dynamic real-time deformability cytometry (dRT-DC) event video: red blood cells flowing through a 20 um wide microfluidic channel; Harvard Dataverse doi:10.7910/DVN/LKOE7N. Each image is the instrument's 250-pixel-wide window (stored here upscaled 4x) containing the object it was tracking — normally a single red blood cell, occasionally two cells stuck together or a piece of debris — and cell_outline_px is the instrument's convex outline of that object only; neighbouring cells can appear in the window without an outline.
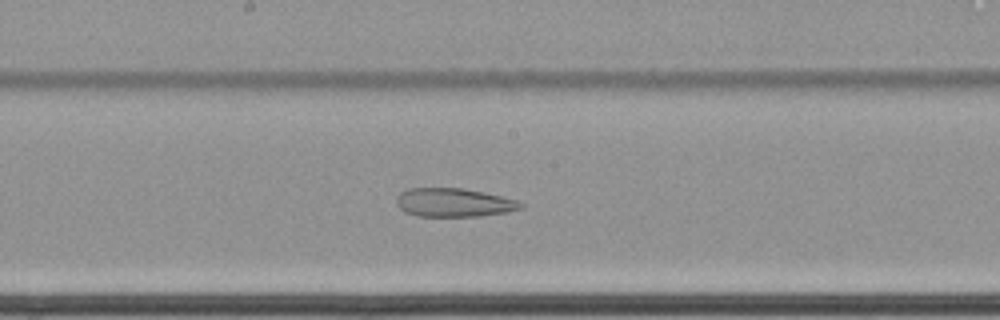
{"species": "common noctule bat (a hibernating species)", "species_latin": "Nyctalus noctula", "temperature_condition": "cold", "stored_images_in_passage": 64, "camera_frame_rate_fps": 3000, "um_per_image_px": 0.085, "animal": {"sex": "female", "body_mass_g": 22.7, "forearm_length_mm": 54.2}, "frame": {"image": 1, "passage_image": 37, "time_ms": 12.0, "image_size_px": [1000, 320], "cell_outline_px": [[524, 208], [508, 212], [480, 216], [416, 216], [404, 212], [396, 204], [396, 196], [400, 192], [408, 188], [464, 188], [484, 192], [516, 200], [524, 204]], "centroid_in_image_um": [38.56, 17.22], "position_along_channel_um": 209.6, "area_um2": 20.92}}